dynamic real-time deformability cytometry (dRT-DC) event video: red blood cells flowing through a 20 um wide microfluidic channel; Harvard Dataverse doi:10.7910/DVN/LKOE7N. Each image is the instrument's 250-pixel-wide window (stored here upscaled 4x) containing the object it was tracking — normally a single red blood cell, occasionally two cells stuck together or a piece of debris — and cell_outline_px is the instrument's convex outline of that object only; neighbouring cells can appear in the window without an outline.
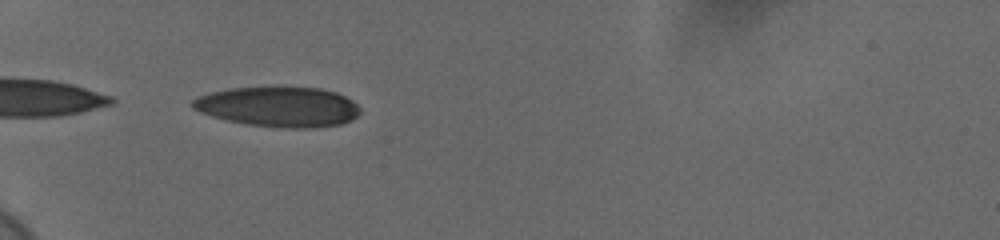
{"species": "human", "species_latin": "Homo sapiens", "temperature_condition": "cold", "stored_images_in_passage": 15, "camera_frame_rate_fps": 3000, "um_per_image_px": 0.085, "donor": {"sex": "female"}, "frame": {"image": 1, "passage_image": 1, "time_ms": 0.0, "image_size_px": [1000, 240], "cell_outline_px": [[360, 112], [352, 120], [340, 124], [312, 128], [284, 128], [248, 124], [228, 120], [212, 116], [200, 112], [192, 108], [192, 100], [200, 96], [212, 92], [228, 88], [276, 84], [320, 88], [336, 92], [352, 100], [360, 108]], "centroid_in_image_um": [23.68, 9.03], "position_along_channel_um": 61.3, "area_um2": 40.06}}
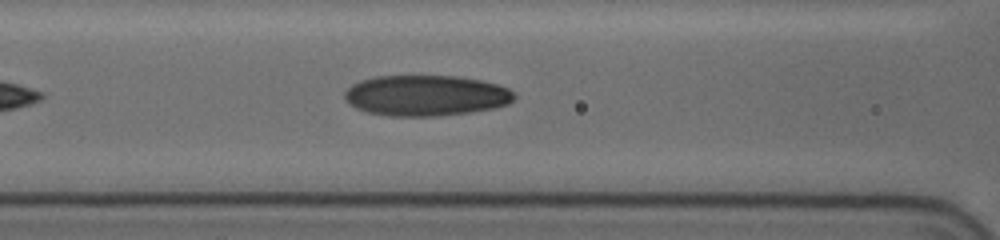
{"frame": {"image": 2, "passage_image": 8, "time_ms": 2.333, "image_size_px": [1000, 240], "cell_outline_px": [[516, 96], [508, 104], [496, 108], [440, 116], [388, 116], [368, 112], [356, 108], [348, 104], [344, 100], [344, 92], [352, 84], [360, 80], [376, 76], [456, 76], [480, 80], [496, 84], [508, 88]], "centroid_in_image_um": [36.17, 8.12], "position_along_channel_um": 130.4, "area_um2": 40.4}}
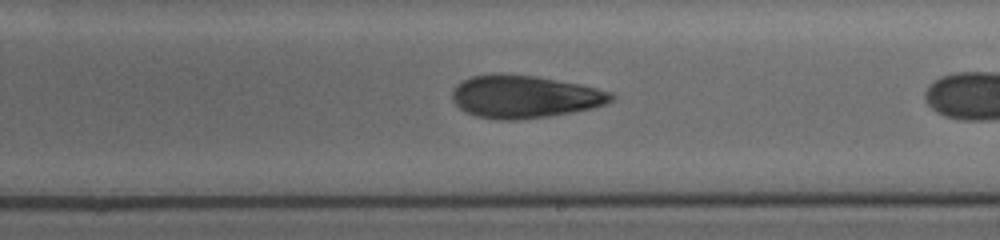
{"frame": {"image": 3, "passage_image": 14, "time_ms": 4.333, "image_size_px": [1000, 240], "cell_outline_px": [[616, 96], [612, 100], [604, 104], [592, 108], [572, 112], [548, 116], [516, 120], [500, 120], [476, 116], [464, 112], [452, 100], [452, 92], [456, 84], [472, 76], [536, 76], [580, 84], [612, 92]], "centroid_in_image_um": [44.6, 8.25], "position_along_channel_um": 244.4, "area_um2": 38.84}}